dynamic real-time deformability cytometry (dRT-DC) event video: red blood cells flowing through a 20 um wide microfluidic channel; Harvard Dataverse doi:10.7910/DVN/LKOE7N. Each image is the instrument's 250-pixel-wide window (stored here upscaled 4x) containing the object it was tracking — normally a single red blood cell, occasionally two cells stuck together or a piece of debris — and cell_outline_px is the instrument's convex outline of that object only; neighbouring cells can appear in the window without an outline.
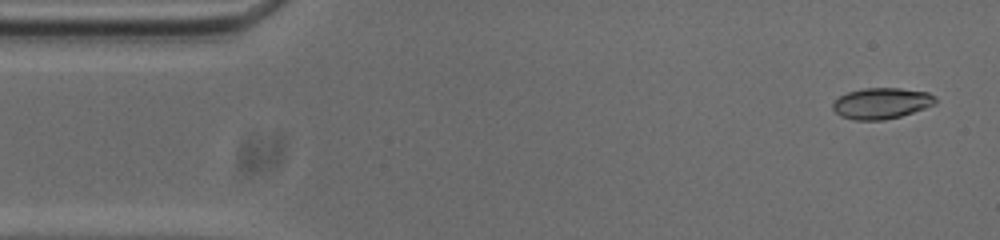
{"species": "common noctule bat (a hibernating species)", "species_latin": "Nyctalus noctula", "temperature_condition": "cold", "stored_images_in_passage": 53, "camera_frame_rate_fps": 3000, "um_per_image_px": 0.085, "animal": {"sex": "male", "body_mass_g": 20.0, "forearm_length_mm": 53.3}, "frame": {"image": 1, "passage_image": 2, "time_ms": 0.333, "image_size_px": [1000, 240], "cell_outline_px": [[936, 104], [900, 116], [884, 120], [856, 120], [840, 116], [832, 108], [832, 104], [840, 96], [848, 92], [864, 88], [900, 88], [928, 92], [936, 96]], "centroid_in_image_um": [74.93, 8.77], "position_along_channel_um": 10.1, "area_um2": 18.5}}
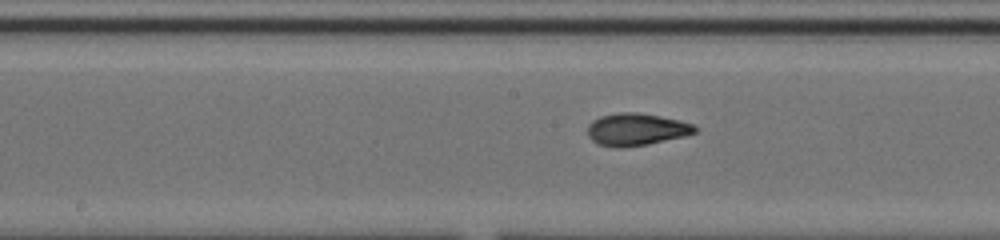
{"frame": {"image": 2, "passage_image": 25, "time_ms": 8.0, "image_size_px": [1000, 240], "cell_outline_px": [[696, 132], [684, 136], [648, 144], [616, 148], [596, 144], [588, 136], [588, 124], [592, 120], [600, 116], [616, 112], [636, 112], [660, 116], [680, 120], [692, 124], [696, 128]], "centroid_in_image_um": [54.04, 10.99], "position_along_channel_um": 194.2, "area_um2": 20.23}}
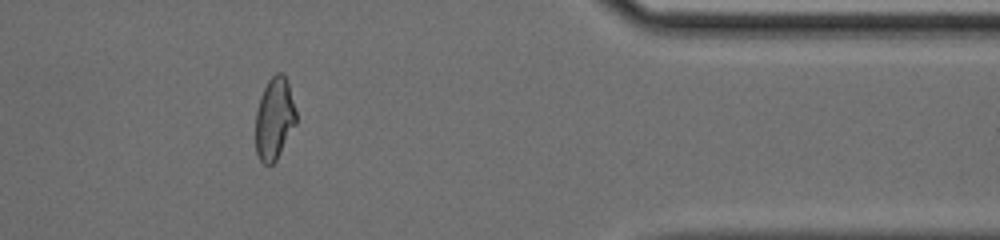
{"frame": {"image": 3, "passage_image": 43, "time_ms": 14.0, "image_size_px": [1000, 240], "cell_outline_px": [[296, 124], [276, 160], [272, 164], [264, 164], [260, 160], [256, 152], [256, 112], [260, 96], [268, 80], [276, 72], [280, 72], [288, 80], [296, 112]], "centroid_in_image_um": [23.32, 10.07], "position_along_channel_um": 388.1, "area_um2": 19.36}, "authors_computed_cell_mechanics": {"area_um2": 19.4786, "velocity_mm_per_s": 3.7364, "shape_relaxation_time_tau1_ms": 6.4855, "shape_relaxation_time_tau2_ms": 1.4023, "deformation_change_tau1": 0.2478, "deformation_change_tau2": 0.0681}}